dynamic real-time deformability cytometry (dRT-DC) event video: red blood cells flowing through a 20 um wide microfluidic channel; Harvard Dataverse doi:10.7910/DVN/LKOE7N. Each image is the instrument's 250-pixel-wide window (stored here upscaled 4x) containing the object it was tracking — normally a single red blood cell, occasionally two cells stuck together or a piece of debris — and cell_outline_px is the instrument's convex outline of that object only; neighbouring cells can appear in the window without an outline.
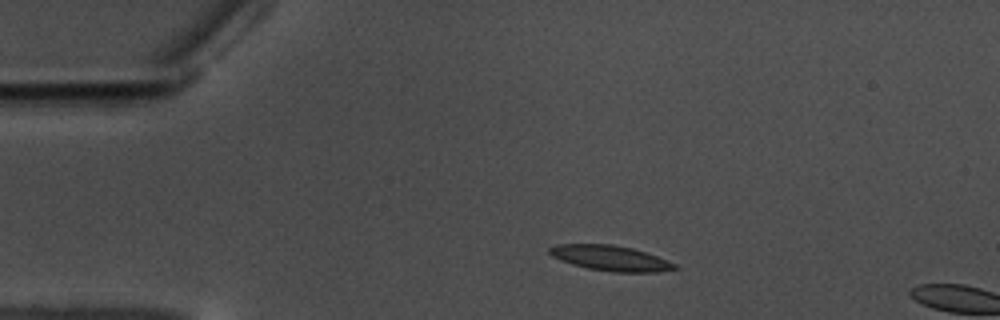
{"species": "common noctule bat (a hibernating species)", "species_latin": "Nyctalus noctula", "temperature_condition": "warm", "stored_images_in_passage": 13, "camera_frame_rate_fps": 3000, "um_per_image_px": 0.085, "animal": {"sex": "male", "body_mass_g": 17.5, "forearm_length_mm": 52.3}, "frame": {"image": 1, "passage_image": 10, "time_ms": 3.0, "image_size_px": [1000, 320], "cell_outline_px": [[680, 268], [656, 272], [612, 272], [588, 268], [572, 264], [560, 260], [552, 256], [548, 252], [548, 248], [556, 244], [612, 244], [632, 248], [656, 256], [676, 264]], "centroid_in_image_um": [51.86, 21.94], "position_along_channel_um": 33.1, "area_um2": 18.38}}